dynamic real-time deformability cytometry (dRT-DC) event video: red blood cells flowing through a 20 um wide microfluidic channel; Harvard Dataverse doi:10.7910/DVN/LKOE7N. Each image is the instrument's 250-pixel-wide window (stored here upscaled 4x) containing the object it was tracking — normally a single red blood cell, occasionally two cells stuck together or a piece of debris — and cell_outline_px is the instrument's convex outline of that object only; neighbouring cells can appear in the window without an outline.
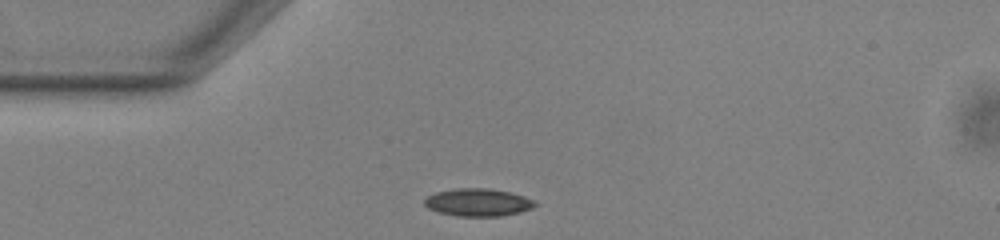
{"species": "common noctule bat (a hibernating species)", "species_latin": "Nyctalus noctula", "temperature_condition": "warm", "stored_images_in_passage": 2, "camera_frame_rate_fps": 3000, "um_per_image_px": 0.085, "animal": {"sex": "male", "body_mass_g": 13.0, "forearm_length_mm": 53.1}, "frame": {"image": 1, "passage_image": 1, "time_ms": 0.0, "image_size_px": [1000, 240], "cell_outline_px": [[536, 204], [532, 208], [520, 212], [500, 216], [456, 216], [440, 212], [428, 208], [424, 204], [424, 200], [428, 196], [436, 192], [456, 188], [492, 188], [512, 192], [524, 196], [532, 200]], "centroid_in_image_um": [40.63, 17.19], "position_along_channel_um": 44.4, "area_um2": 17.8}}